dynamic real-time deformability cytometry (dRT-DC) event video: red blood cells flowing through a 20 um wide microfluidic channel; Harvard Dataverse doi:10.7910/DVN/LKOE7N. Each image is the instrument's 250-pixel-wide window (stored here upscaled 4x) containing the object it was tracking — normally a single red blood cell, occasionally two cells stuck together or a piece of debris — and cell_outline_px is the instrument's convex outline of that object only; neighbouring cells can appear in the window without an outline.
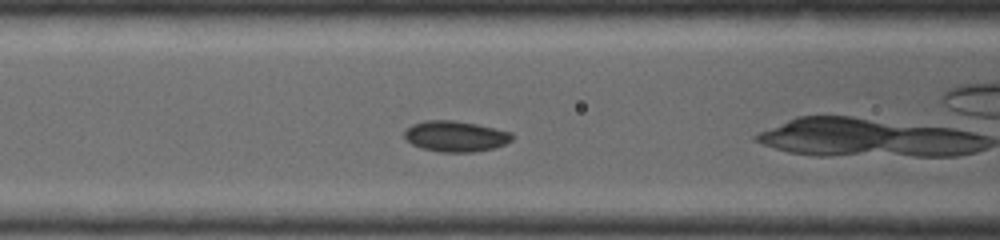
{"species": "common noctule bat (a hibernating species)", "species_latin": "Nyctalus noctula", "temperature_condition": "warm", "stored_images_in_passage": 22, "camera_frame_rate_fps": 5000, "um_per_image_px": 0.085, "animal": {"sex": "female", "body_mass_g": 19.0, "forearm_length_mm": 53.3}, "frame": {"image": 1, "passage_image": 4, "time_ms": 0.6, "image_size_px": [1000, 240], "cell_outline_px": [[512, 140], [504, 144], [492, 148], [472, 152], [440, 152], [420, 148], [412, 144], [404, 136], [404, 132], [412, 124], [424, 120], [452, 120], [476, 124], [512, 132]], "centroid_in_image_um": [38.69, 11.58], "position_along_channel_um": 127.9, "area_um2": 19.19}}
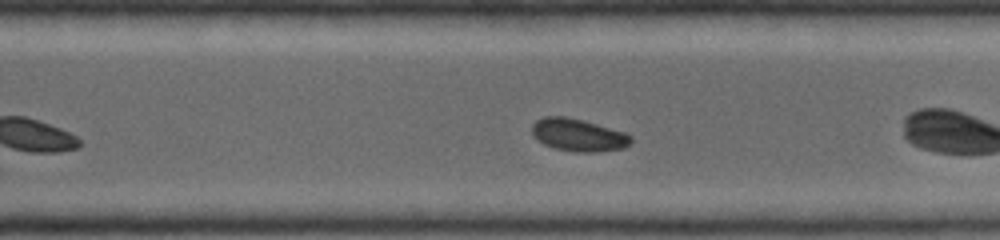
{"frame": {"image": 2, "passage_image": 13, "time_ms": 2.4, "image_size_px": [1000, 240], "cell_outline_px": [[632, 144], [624, 148], [596, 152], [576, 152], [552, 148], [536, 140], [532, 136], [532, 124], [536, 120], [544, 116], [564, 116], [584, 120], [628, 132], [632, 136]], "centroid_in_image_um": [49.18, 11.47], "position_along_channel_um": 280.6, "area_um2": 19.31}}